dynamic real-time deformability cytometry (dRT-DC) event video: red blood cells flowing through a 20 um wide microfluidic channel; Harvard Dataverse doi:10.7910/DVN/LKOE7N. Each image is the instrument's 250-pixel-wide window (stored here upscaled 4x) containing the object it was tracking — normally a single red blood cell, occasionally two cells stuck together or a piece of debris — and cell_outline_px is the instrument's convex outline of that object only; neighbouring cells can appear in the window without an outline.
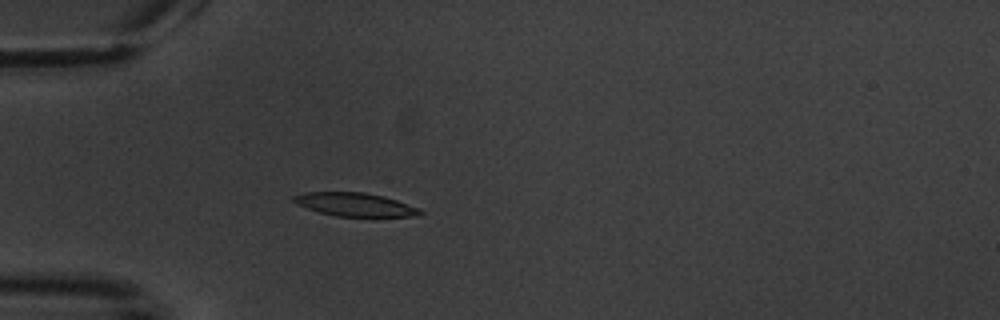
{"species": "common noctule bat (a hibernating species)", "species_latin": "Nyctalus noctula", "temperature_condition": "warm", "stored_images_in_passage": 6, "camera_frame_rate_fps": 3000, "um_per_image_px": 0.085, "animal": {"sex": "male", "body_mass_g": 20.1, "forearm_length_mm": 53.5}, "frame": {"image": 1, "passage_image": 6, "time_ms": 6.0, "image_size_px": [1000, 320], "cell_outline_px": [[424, 212], [416, 216], [376, 220], [372, 220], [336, 216], [320, 212], [296, 204], [292, 200], [292, 196], [304, 192], [364, 192], [384, 196], [420, 208]], "centroid_in_image_um": [30.28, 17.45], "position_along_channel_um": 54.7, "area_um2": 18.38}}